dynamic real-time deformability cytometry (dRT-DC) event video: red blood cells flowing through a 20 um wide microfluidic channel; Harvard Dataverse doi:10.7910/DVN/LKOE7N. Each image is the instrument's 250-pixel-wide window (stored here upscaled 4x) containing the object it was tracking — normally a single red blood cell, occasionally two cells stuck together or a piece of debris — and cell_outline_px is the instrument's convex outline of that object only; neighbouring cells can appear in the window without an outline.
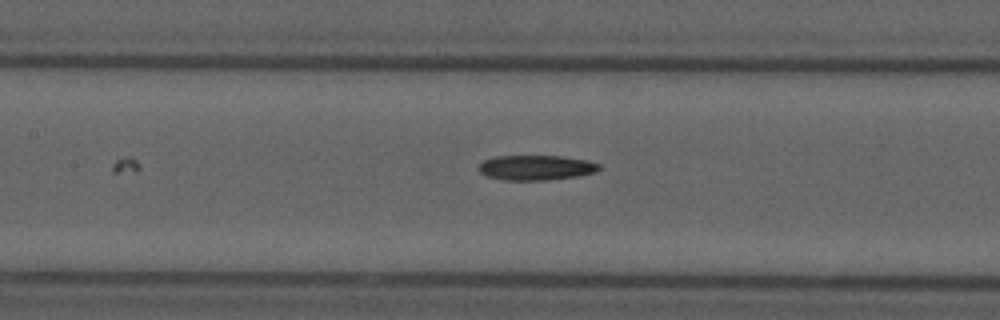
{"species": "common noctule bat (a hibernating species)", "species_latin": "Nyctalus noctula", "temperature_condition": "cold", "stored_images_in_passage": 4, "camera_frame_rate_fps": 3000, "um_per_image_px": 0.085, "animal": {"sex": "male", "forearm_length_mm": 52.5}, "frame": {"image": 1, "passage_image": 4, "time_ms": 3.667, "image_size_px": [1000, 320], "cell_outline_px": [[600, 168], [596, 172], [576, 176], [548, 180], [504, 180], [488, 176], [480, 172], [480, 164], [484, 160], [496, 156], [564, 156], [588, 160], [600, 164]], "centroid_in_image_um": [45.6, 14.24], "position_along_channel_um": 161.8, "area_um2": 17.46}}